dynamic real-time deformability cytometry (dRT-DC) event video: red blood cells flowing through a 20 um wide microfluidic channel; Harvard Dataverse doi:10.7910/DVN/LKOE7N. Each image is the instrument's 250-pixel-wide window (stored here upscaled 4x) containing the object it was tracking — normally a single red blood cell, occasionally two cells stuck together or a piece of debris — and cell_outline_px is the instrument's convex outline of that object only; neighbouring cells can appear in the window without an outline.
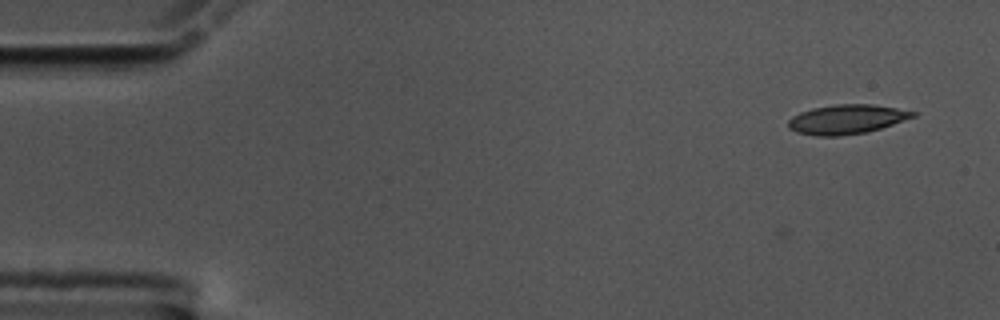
{"species": "common noctule bat (a hibernating species)", "species_latin": "Nyctalus noctula", "temperature_condition": "cold", "stored_images_in_passage": 4, "camera_frame_rate_fps": 3000, "um_per_image_px": 0.085, "animal": {"sex": "male", "body_mass_g": 17.5, "forearm_length_mm": 52.3}, "frame": {"image": 1, "passage_image": 4, "time_ms": 1.0, "image_size_px": [1000, 320], "cell_outline_px": [[916, 116], [868, 132], [836, 136], [816, 136], [796, 132], [788, 128], [788, 120], [792, 116], [800, 112], [812, 108], [836, 104], [872, 104], [896, 108], [916, 112]], "centroid_in_image_um": [71.93, 10.14], "position_along_channel_um": 13.1, "area_um2": 21.27}}